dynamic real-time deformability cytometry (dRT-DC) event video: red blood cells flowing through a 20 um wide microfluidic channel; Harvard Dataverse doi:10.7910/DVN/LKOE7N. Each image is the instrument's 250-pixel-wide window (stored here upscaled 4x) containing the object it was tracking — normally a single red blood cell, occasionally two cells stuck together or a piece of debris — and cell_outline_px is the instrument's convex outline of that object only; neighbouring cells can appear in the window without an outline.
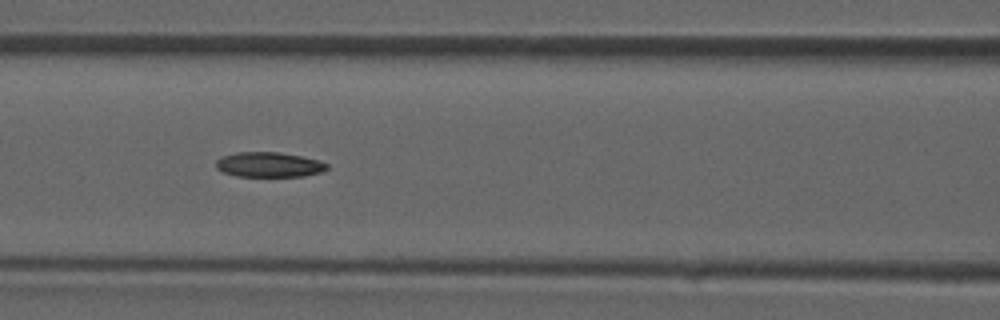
{"species": "common noctule bat (a hibernating species)", "species_latin": "Nyctalus noctula", "temperature_condition": "room temperature", "stored_images_in_passage": 46, "camera_frame_rate_fps": 3000, "um_per_image_px": 0.085, "animal": {"sex": "male", "forearm_length_mm": 52.5}, "frame": {"image": 1, "passage_image": 20, "time_ms": 6.333, "image_size_px": [1000, 320], "cell_outline_px": [[328, 168], [324, 172], [304, 176], [236, 176], [224, 172], [216, 168], [216, 160], [224, 156], [236, 152], [276, 152], [300, 156], [320, 160], [328, 164]], "centroid_in_image_um": [22.9, 14.0], "position_along_channel_um": 143.7, "area_um2": 16.13}}